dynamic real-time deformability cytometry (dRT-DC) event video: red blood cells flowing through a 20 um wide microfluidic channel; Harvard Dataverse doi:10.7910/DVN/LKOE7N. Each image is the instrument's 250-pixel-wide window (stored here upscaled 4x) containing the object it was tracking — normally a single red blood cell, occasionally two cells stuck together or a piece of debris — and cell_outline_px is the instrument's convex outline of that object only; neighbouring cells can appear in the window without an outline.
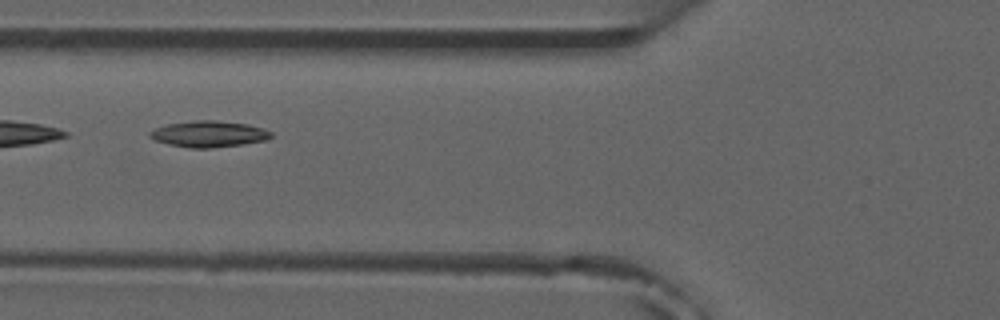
{"species": "common noctule bat (a hibernating species)", "species_latin": "Nyctalus noctula", "temperature_condition": "room temperature", "stored_images_in_passage": 8, "camera_frame_rate_fps": 3000, "um_per_image_px": 0.085, "animal": {"sex": "male", "forearm_length_mm": 52.5}, "frame": {"image": 1, "passage_image": 6, "time_ms": 6.0, "image_size_px": [1000, 320], "cell_outline_px": [[272, 136], [268, 140], [240, 144], [208, 148], [192, 148], [168, 144], [152, 140], [148, 136], [148, 132], [156, 128], [168, 124], [196, 120], [216, 120], [248, 124], [264, 128], [272, 132]], "centroid_in_image_um": [17.74, 11.38], "position_along_channel_um": 108.1, "area_um2": 18.55}}
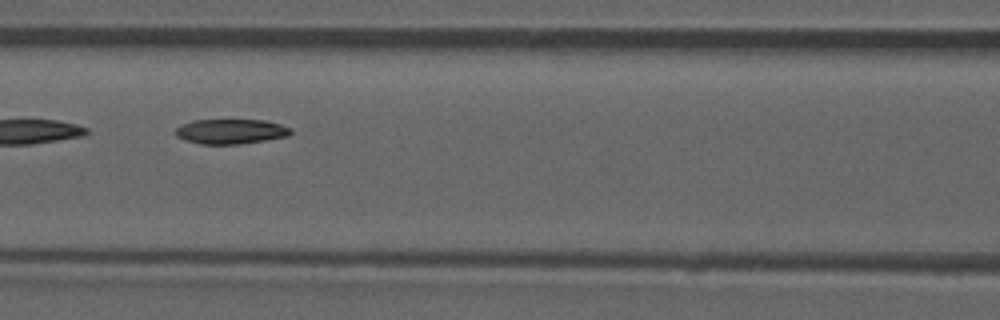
{"frame": {"image": 2, "passage_image": 7, "time_ms": 7.0, "image_size_px": [1000, 320], "cell_outline_px": [[292, 132], [288, 136], [240, 144], [200, 144], [184, 140], [176, 136], [176, 128], [180, 124], [192, 120], [264, 120], [280, 124], [292, 128]], "centroid_in_image_um": [19.6, 11.17], "position_along_channel_um": 147.0, "area_um2": 16.76}}